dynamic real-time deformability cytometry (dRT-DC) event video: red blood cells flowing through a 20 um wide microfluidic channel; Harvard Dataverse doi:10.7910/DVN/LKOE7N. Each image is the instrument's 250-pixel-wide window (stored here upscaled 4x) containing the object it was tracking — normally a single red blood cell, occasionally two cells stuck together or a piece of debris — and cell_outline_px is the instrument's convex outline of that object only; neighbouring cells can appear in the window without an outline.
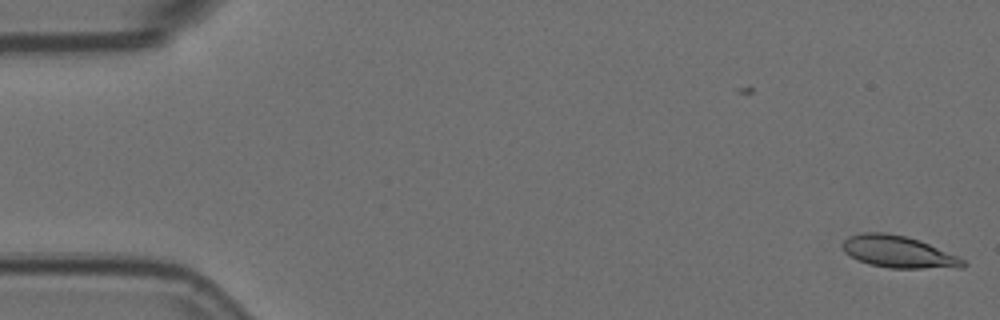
{"species": "Egyptian fruit bat (a non-hibernating species)", "species_latin": "Rousettus aegyptiacus", "temperature_condition": "room temperature", "stored_images_in_passage": 6, "segment_of_instrument_passage": [1, 2], "camera_frame_rate_fps": 3000, "um_per_image_px": 0.085, "animal": {"sex": "female"}, "frame": {"image": 1, "passage_image": 1, "time_ms": 0.0, "image_size_px": [1000, 320], "cell_outline_px": [[968, 264], [964, 268], [888, 268], [868, 264], [844, 252], [844, 240], [848, 236], [864, 232], [884, 232], [904, 236], [920, 240], [956, 256], [964, 260]], "centroid_in_image_um": [76.39, 21.41], "position_along_channel_um": 8.6, "area_um2": 22.25}}
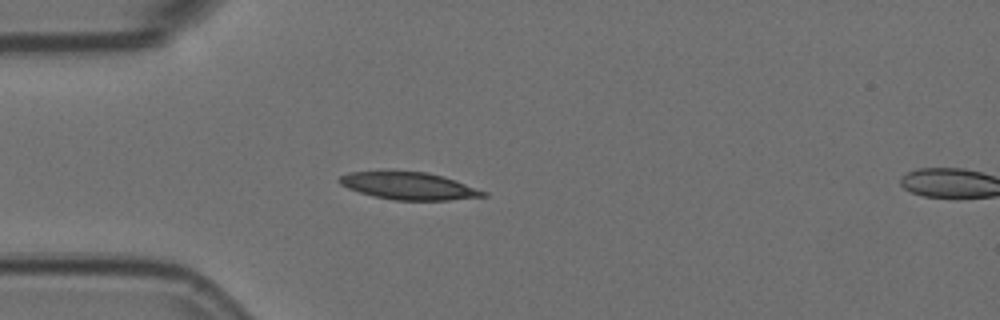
{"frame": {"image": 2, "passage_image": 5, "time_ms": 1.333, "image_size_px": [1000, 320], "cell_outline_px": [[488, 196], [448, 200], [396, 200], [372, 196], [348, 188], [340, 184], [336, 180], [340, 176], [348, 172], [428, 172], [444, 176], [456, 180], [488, 192]], "centroid_in_image_um": [34.78, 15.81], "position_along_channel_um": 50.2, "area_um2": 22.83}}